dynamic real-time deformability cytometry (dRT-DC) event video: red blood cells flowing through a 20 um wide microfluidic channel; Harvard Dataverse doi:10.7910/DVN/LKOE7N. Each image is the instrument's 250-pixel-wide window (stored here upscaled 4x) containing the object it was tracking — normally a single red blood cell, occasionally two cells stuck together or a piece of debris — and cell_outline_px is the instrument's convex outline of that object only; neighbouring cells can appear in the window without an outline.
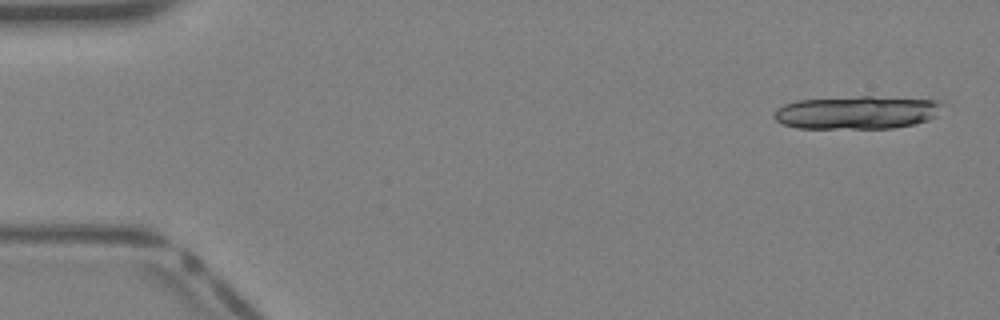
{"species": "Egyptian fruit bat (a non-hibernating species)", "species_latin": "Rousettus aegyptiacus", "temperature_condition": "warm", "stored_images_in_passage": 40, "segment_of_instrument_passage": [1, 2], "camera_frame_rate_fps": 3000, "um_per_image_px": 0.085, "animal": {"sex": "female"}, "frame": {"image": 1, "passage_image": 2, "time_ms": 0.333, "image_size_px": [1000, 320], "cell_outline_px": [[944, 104], [936, 116], [928, 120], [916, 124], [892, 128], [796, 128], [784, 124], [776, 120], [772, 116], [776, 108], [784, 104], [796, 100], [860, 96], [872, 96], [940, 100]], "centroid_in_image_um": [72.85, 9.55], "position_along_channel_um": 12.2, "area_um2": 32.83}}